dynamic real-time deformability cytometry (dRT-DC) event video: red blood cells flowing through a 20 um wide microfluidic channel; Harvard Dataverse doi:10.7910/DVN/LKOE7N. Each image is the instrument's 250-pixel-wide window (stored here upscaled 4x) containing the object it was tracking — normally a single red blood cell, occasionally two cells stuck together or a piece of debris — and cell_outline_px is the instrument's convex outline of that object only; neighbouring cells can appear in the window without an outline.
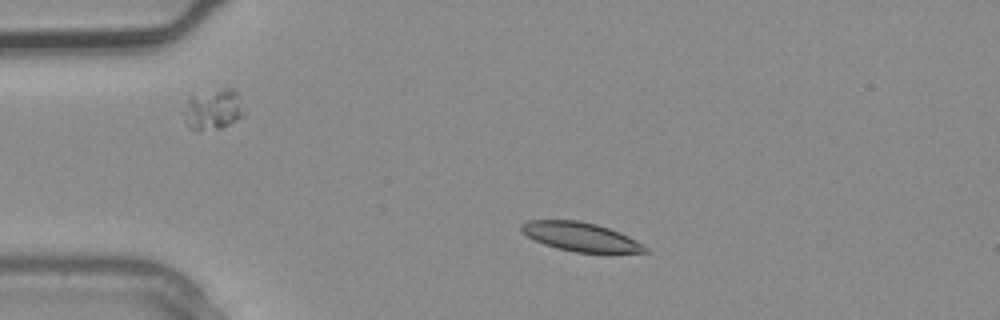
{"species": "common noctule bat (a hibernating species)", "species_latin": "Nyctalus noctula", "temperature_condition": "warm", "stored_images_in_passage": 3, "camera_frame_rate_fps": 3000, "um_per_image_px": 0.085, "animal": {"sex": "male", "body_mass_g": 20.4}, "frame": {"image": 1, "passage_image": 2, "time_ms": 0.333, "image_size_px": [1000, 320], "cell_outline_px": [[652, 252], [576, 252], [556, 248], [544, 244], [528, 236], [520, 228], [520, 224], [528, 220], [580, 220], [596, 224], [608, 228], [628, 236], [636, 240], [648, 248]], "centroid_in_image_um": [49.35, 20.12], "position_along_channel_um": 35.7, "area_um2": 20.58}}
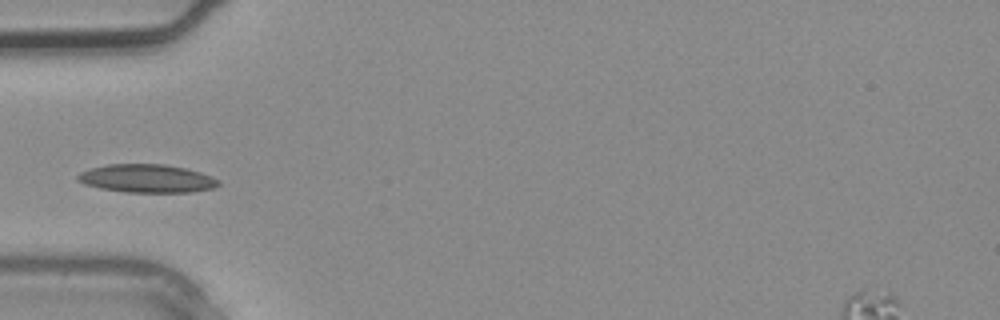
{"frame": {"image": 2, "passage_image": 3, "time_ms": 0.667, "image_size_px": [1000, 320], "cell_outline_px": [[220, 184], [212, 188], [192, 192], [124, 192], [100, 188], [84, 184], [76, 180], [76, 176], [80, 172], [92, 168], [108, 164], [164, 164], [184, 168], [200, 172], [212, 176], [220, 180]], "centroid_in_image_um": [12.48, 15.17], "position_along_channel_um": 72.5, "area_um2": 23.18}}